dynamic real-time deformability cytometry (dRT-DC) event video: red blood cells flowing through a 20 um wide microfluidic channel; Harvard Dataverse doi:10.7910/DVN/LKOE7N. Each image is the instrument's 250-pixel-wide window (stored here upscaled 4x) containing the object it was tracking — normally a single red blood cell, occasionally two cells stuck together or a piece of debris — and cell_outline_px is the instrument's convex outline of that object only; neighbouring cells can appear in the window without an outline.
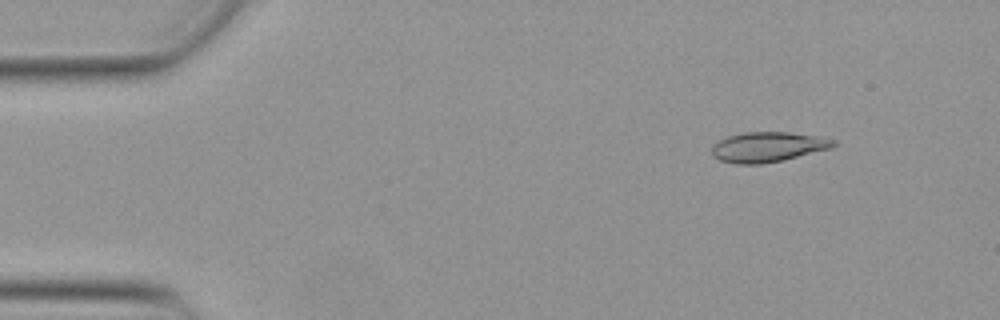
{"species": "Egyptian fruit bat (a non-hibernating species)", "species_latin": "Rousettus aegyptiacus", "temperature_condition": "warm", "stored_images_in_passage": 52, "camera_frame_rate_fps": 3000, "um_per_image_px": 0.085, "animal": {"sex": "female"}, "frame": {"image": 1, "passage_image": 6, "time_ms": 1.667, "image_size_px": [1000, 320], "cell_outline_px": [[836, 144], [832, 148], [784, 160], [760, 164], [736, 164], [720, 160], [712, 156], [712, 144], [728, 136], [744, 132], [788, 132], [816, 136], [836, 140]], "centroid_in_image_um": [65.26, 12.49], "position_along_channel_um": 19.7, "area_um2": 21.33}}
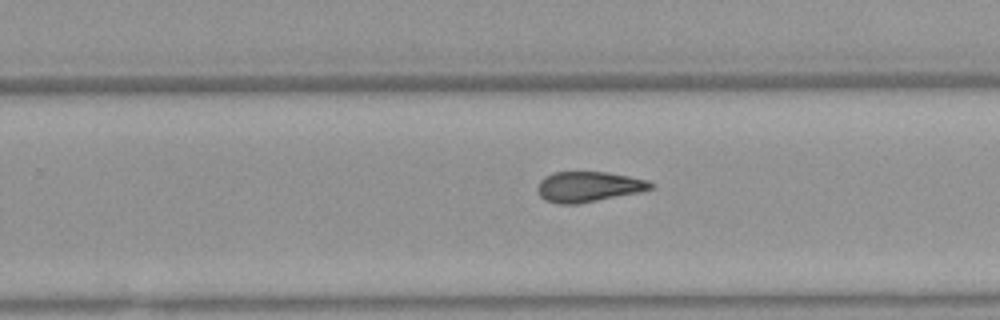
{"frame": {"image": 2, "passage_image": 33, "time_ms": 10.667, "image_size_px": [1000, 320], "cell_outline_px": [[656, 188], [640, 192], [580, 204], [556, 204], [544, 200], [540, 196], [536, 188], [540, 180], [544, 176], [552, 172], [604, 172], [628, 176], [648, 180], [656, 184]], "centroid_in_image_um": [50.03, 15.88], "position_along_channel_um": 279.8, "area_um2": 20.4}}
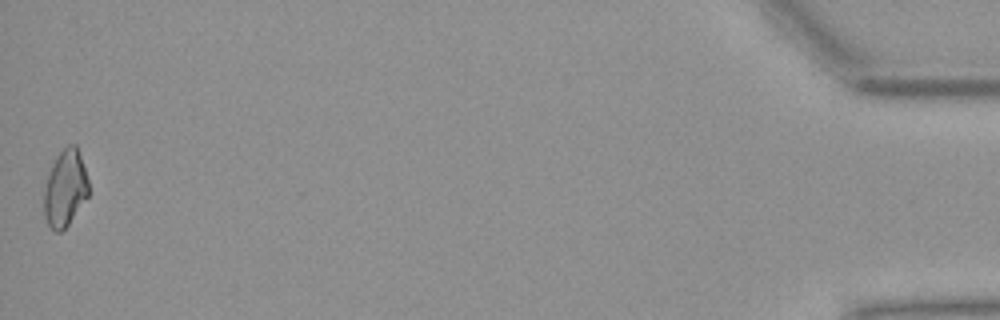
{"frame": {"image": 3, "passage_image": 52, "time_ms": 17.0, "image_size_px": [1000, 320], "cell_outline_px": [[88, 196], [68, 224], [60, 232], [56, 232], [48, 224], [44, 216], [44, 188], [52, 164], [56, 156], [68, 144], [76, 144], [88, 180]], "centroid_in_image_um": [5.53, 16.0], "position_along_channel_um": 429.7, "area_um2": 19.59}, "authors_computed_cell_mechanics": {"area_um2": 20.6635, "velocity_mm_per_s": 3.8911, "shape_relaxation_time_tau1_ms": null, "shape_relaxation_time_tau2_ms": 3.6556, "deformation_change_tau1": null, "deformation_change_tau2": 0.1085}}